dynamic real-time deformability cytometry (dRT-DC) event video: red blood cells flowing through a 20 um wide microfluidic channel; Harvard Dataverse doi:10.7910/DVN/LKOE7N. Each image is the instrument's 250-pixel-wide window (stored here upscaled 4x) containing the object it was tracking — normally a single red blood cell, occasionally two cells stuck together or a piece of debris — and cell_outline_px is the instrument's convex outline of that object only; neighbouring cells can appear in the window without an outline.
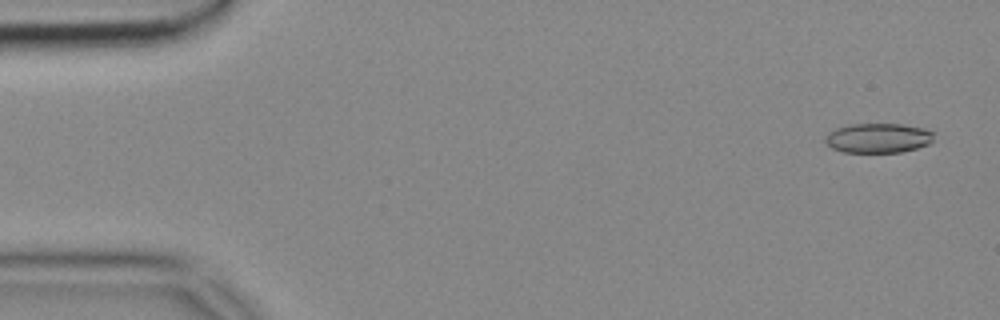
{"species": "common noctule bat (a hibernating species)", "species_latin": "Nyctalus noctula", "temperature_condition": "cold", "stored_images_in_passage": 5, "camera_frame_rate_fps": 3000, "um_per_image_px": 0.085, "animal": {"sex": "female", "body_mass_g": 18.4}, "frame": {"image": 1, "passage_image": 1, "time_ms": 0.0, "image_size_px": [1000, 320], "cell_outline_px": [[932, 140], [928, 144], [916, 148], [900, 152], [844, 152], [832, 148], [824, 140], [824, 136], [828, 132], [836, 128], [848, 124], [904, 124], [924, 128], [932, 132]], "centroid_in_image_um": [74.6, 11.72], "position_along_channel_um": 10.4, "area_um2": 18.73}}
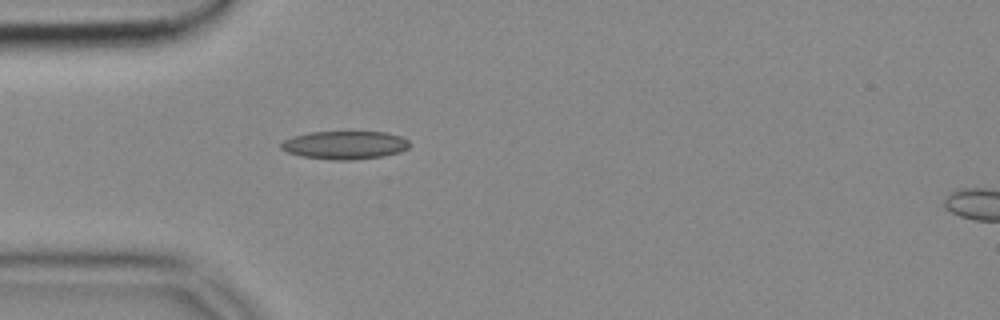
{"frame": {"image": 2, "passage_image": 4, "time_ms": 1.0, "image_size_px": [1000, 320], "cell_outline_px": [[408, 148], [400, 152], [384, 156], [348, 160], [336, 160], [300, 156], [288, 152], [280, 148], [280, 144], [284, 140], [292, 136], [312, 132], [384, 132], [400, 136], [408, 140]], "centroid_in_image_um": [29.29, 12.33], "position_along_channel_um": 55.7, "area_um2": 20.98}}